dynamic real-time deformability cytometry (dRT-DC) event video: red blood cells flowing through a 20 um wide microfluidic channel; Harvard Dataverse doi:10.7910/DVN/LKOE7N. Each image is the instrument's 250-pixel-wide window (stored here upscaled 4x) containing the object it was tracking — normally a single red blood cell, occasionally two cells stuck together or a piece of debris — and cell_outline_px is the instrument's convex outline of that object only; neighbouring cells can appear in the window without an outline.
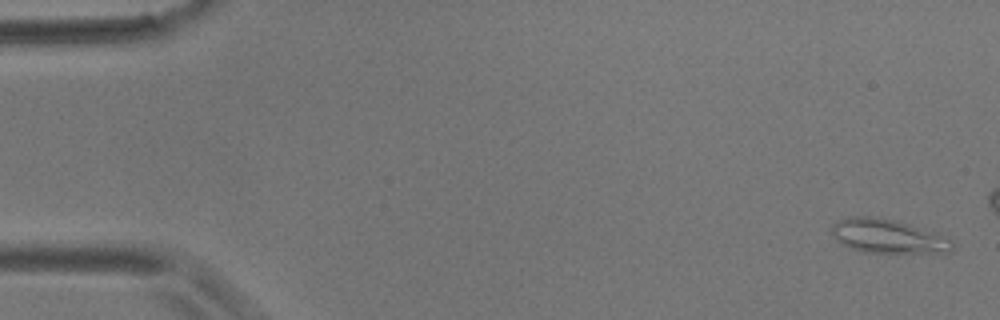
{"species": "common noctule bat (a hibernating species)", "species_latin": "Nyctalus noctula", "temperature_condition": "room temperature", "stored_images_in_passage": 5, "camera_frame_rate_fps": 3000, "um_per_image_px": 0.085, "animal": {"sex": "male", "body_mass_g": 17.9}, "frame": {"image": 1, "passage_image": 1, "time_ms": 0.0, "image_size_px": [1000, 320], "cell_outline_px": [[952, 248], [948, 252], [864, 252], [840, 244], [836, 240], [832, 232], [832, 224], [836, 220], [848, 216], [872, 216], [896, 220], [936, 232], [948, 240], [952, 244]], "centroid_in_image_um": [75.38, 20.05], "position_along_channel_um": 9.6, "area_um2": 23.64}}